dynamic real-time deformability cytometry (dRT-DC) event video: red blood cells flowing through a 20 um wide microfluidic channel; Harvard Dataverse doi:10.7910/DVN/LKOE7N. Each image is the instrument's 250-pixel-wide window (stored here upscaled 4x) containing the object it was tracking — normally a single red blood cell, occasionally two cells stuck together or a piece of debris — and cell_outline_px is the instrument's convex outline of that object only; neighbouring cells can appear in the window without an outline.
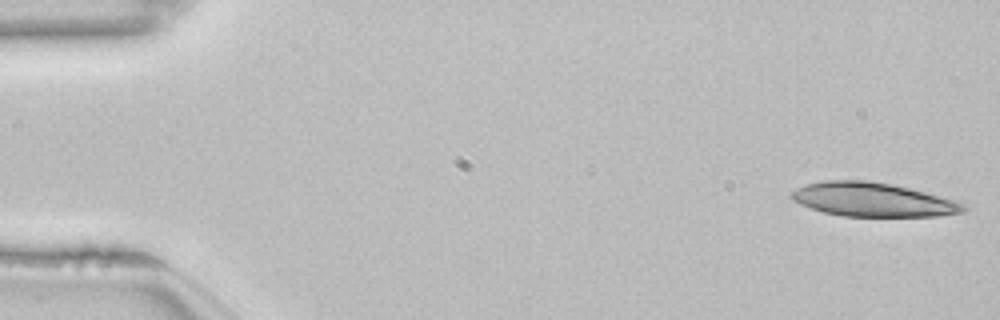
{"species": "common noctule bat (a hibernating species)", "species_latin": "Nyctalus noctula", "temperature_condition": "room temperature", "stored_images_in_passage": 20, "camera_frame_rate_fps": 3000, "um_per_image_px": 0.085, "animal": {"sex": "female", "body_mass_g": 22.7, "forearm_length_mm": 54.2}, "frame": {"image": 1, "passage_image": 1, "time_ms": 0.0, "image_size_px": [1000, 320], "cell_outline_px": [[968, 208], [964, 212], [936, 216], [844, 216], [824, 212], [800, 204], [792, 200], [788, 196], [796, 188], [804, 184], [824, 180], [868, 180], [892, 184], [924, 192], [952, 200], [964, 204]], "centroid_in_image_um": [74.13, 16.96], "position_along_channel_um": 10.9, "area_um2": 33.81}}